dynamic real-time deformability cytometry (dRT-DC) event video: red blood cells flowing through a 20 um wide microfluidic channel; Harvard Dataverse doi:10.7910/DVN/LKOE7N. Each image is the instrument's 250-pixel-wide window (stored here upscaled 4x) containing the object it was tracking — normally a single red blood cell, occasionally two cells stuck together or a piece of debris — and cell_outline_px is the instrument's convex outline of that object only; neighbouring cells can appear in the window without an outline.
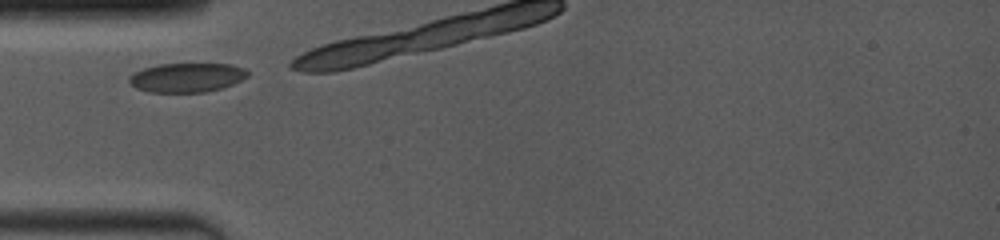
{"species": "common noctule bat (a hibernating species)", "species_latin": "Nyctalus noctula", "temperature_condition": "room temperature", "stored_images_in_passage": 5, "camera_frame_rate_fps": 4000, "um_per_image_px": 0.085, "animal": {"sex": "female", "body_mass_g": 19.0, "forearm_length_mm": 53.3}, "frame": {"image": 1, "passage_image": 1, "time_ms": 0.0, "image_size_px": [1000, 240], "cell_outline_px": [[248, 76], [232, 84], [220, 88], [204, 92], [148, 92], [136, 88], [128, 80], [128, 76], [144, 68], [156, 64], [232, 64], [244, 68], [248, 72]], "centroid_in_image_um": [15.86, 6.58], "position_along_channel_um": 69.1, "area_um2": 20.06}}